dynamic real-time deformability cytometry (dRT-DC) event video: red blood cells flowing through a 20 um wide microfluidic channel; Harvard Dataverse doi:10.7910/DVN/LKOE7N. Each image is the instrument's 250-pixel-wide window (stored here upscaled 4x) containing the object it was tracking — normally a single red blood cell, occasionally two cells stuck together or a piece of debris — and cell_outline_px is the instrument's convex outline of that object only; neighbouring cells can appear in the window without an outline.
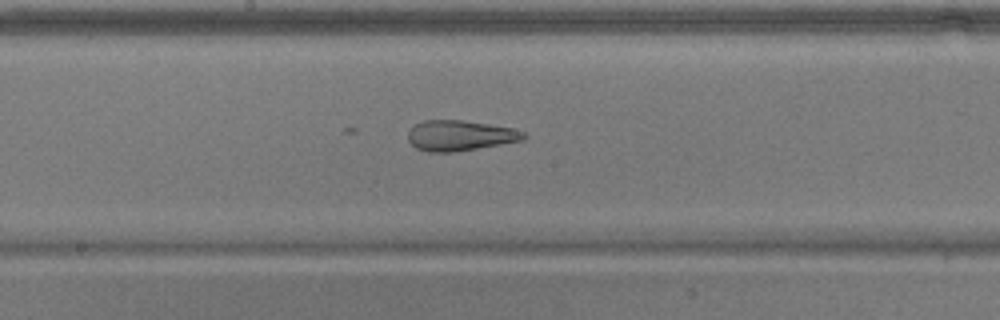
{"species": "common noctule bat (a hibernating species)", "species_latin": "Nyctalus noctula", "temperature_condition": "warm", "stored_images_in_passage": 30, "camera_frame_rate_fps": 3000, "um_per_image_px": 0.085, "animal": {"sex": "male", "body_mass_g": 17.9}, "frame": {"image": 1, "passage_image": 19, "time_ms": 6.0, "image_size_px": [1000, 320], "cell_outline_px": [[528, 136], [524, 140], [452, 152], [428, 152], [416, 148], [408, 140], [408, 132], [416, 124], [424, 120], [464, 120], [512, 128], [524, 132]], "centroid_in_image_um": [39.1, 11.52], "position_along_channel_um": 209.1, "area_um2": 20.35}}
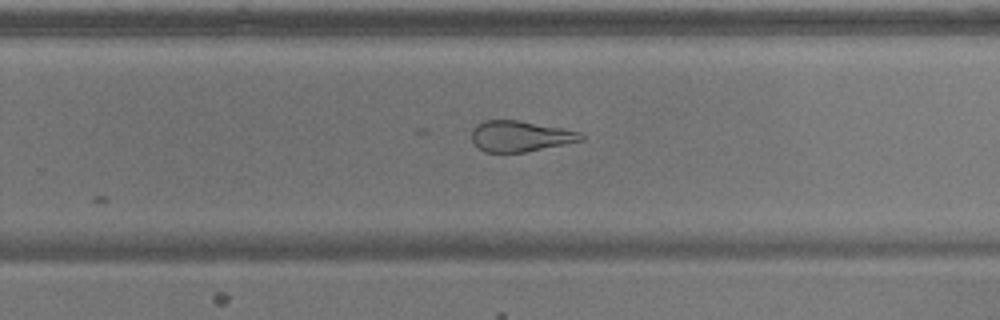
{"frame": {"image": 2, "passage_image": 25, "time_ms": 8.0, "image_size_px": [1000, 320], "cell_outline_px": [[584, 140], [524, 152], [484, 152], [472, 140], [472, 128], [476, 124], [484, 120], [520, 120], [580, 132], [584, 136]], "centroid_in_image_um": [44.2, 11.57], "position_along_channel_um": 285.6, "area_um2": 19.48}}